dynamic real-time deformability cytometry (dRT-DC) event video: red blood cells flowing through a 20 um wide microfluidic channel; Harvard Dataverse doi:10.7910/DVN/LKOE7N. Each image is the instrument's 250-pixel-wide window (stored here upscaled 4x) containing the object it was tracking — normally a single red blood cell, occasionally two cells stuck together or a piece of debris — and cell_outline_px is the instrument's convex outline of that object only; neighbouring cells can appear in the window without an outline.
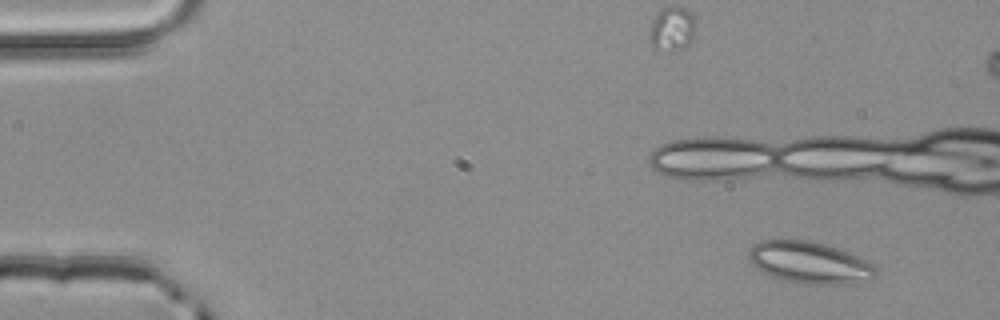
{"species": "common noctule bat (a hibernating species)", "species_latin": "Nyctalus noctula", "temperature_condition": "room temperature", "stored_images_in_passage": 5, "camera_frame_rate_fps": 3000, "um_per_image_px": 0.085, "animal": {"sex": "male", "body_mass_g": 20.4}, "frame": {"image": 1, "passage_image": 1, "time_ms": 0.0, "image_size_px": [1000, 320], "cell_outline_px": [[876, 276], [872, 280], [840, 284], [804, 284], [784, 280], [772, 276], [756, 268], [748, 260], [748, 252], [760, 240], [812, 240], [828, 244], [840, 248], [868, 260], [876, 268]], "centroid_in_image_um": [68.85, 22.31], "position_along_channel_um": 16.2, "area_um2": 31.21}}